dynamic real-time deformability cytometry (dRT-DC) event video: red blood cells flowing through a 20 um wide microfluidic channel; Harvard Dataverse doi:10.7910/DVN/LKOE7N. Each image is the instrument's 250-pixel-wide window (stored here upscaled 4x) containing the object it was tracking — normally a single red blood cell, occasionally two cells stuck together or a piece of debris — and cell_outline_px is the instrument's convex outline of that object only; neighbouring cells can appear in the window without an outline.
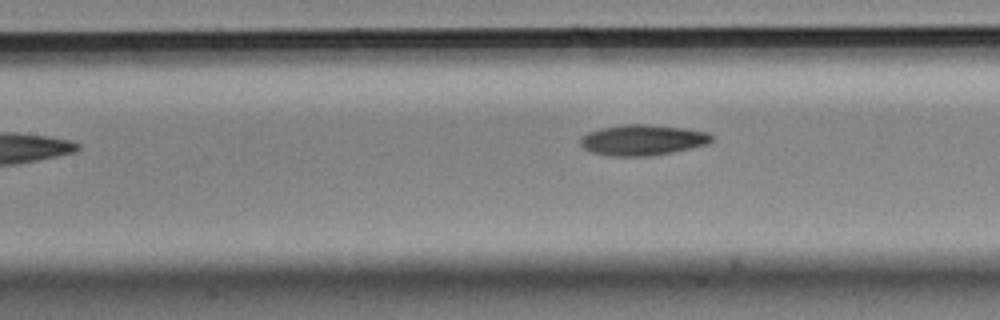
{"species": "Egyptian fruit bat (a non-hibernating species)", "species_latin": "Rousettus aegyptiacus", "temperature_condition": "cold", "stored_images_in_passage": 5, "segment_of_instrument_passage": [2, 2], "camera_frame_rate_fps": 3000, "um_per_image_px": 0.085, "animal": {"sex": "male"}, "frame": {"image": 1, "passage_image": 5, "time_ms": 1.333, "image_size_px": [1000, 320], "cell_outline_px": [[712, 140], [708, 144], [672, 152], [652, 156], [608, 156], [592, 152], [584, 148], [580, 144], [580, 136], [588, 132], [600, 128], [624, 124], [648, 124], [684, 128], [708, 132], [712, 136]], "centroid_in_image_um": [54.59, 11.9], "position_along_channel_um": 152.8, "area_um2": 23.58}}